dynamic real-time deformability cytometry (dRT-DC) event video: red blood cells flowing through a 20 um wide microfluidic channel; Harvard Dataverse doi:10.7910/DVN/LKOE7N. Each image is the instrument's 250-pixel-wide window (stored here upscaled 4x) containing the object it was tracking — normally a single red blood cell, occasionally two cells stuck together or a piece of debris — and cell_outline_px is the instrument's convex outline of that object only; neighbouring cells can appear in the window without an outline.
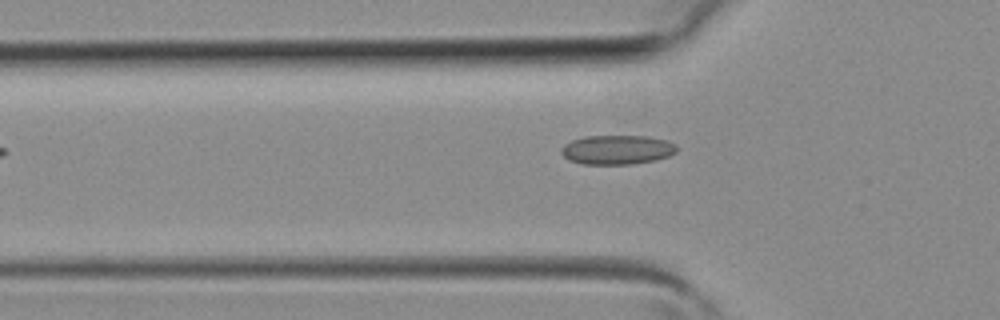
{"species": "common noctule bat (a hibernating species)", "species_latin": "Nyctalus noctula", "temperature_condition": "room temperature", "stored_images_in_passage": 4, "camera_frame_rate_fps": 3000, "um_per_image_px": 0.085, "animal": {"sex": "female", "body_mass_g": 19.3, "forearm_length_mm": 54.1}, "frame": {"image": 1, "passage_image": 4, "time_ms": 1.0, "image_size_px": [1000, 320], "cell_outline_px": [[676, 152], [668, 156], [656, 160], [628, 164], [584, 164], [568, 160], [560, 152], [560, 148], [564, 144], [572, 140], [584, 136], [648, 136], [668, 140], [676, 144]], "centroid_in_image_um": [52.44, 12.72], "position_along_channel_um": 73.4, "area_um2": 19.83}}